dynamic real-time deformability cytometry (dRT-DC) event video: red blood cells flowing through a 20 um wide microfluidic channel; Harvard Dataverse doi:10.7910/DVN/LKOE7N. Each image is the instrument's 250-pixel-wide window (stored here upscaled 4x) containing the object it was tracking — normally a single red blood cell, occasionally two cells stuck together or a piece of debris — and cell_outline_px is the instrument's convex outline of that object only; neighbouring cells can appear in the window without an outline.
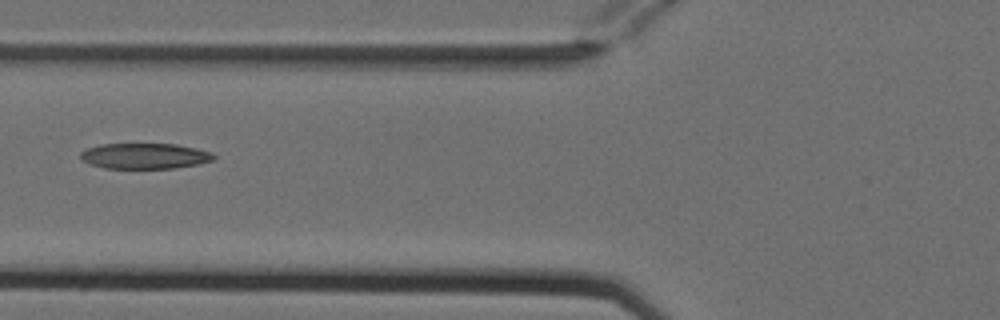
{"species": "Egyptian fruit bat (a non-hibernating species)", "species_latin": "Rousettus aegyptiacus", "temperature_condition": "cold", "stored_images_in_passage": 3, "camera_frame_rate_fps": 3000, "um_per_image_px": 0.085, "animal": {"sex": "female"}, "frame": {"image": 1, "passage_image": 3, "time_ms": 0.667, "image_size_px": [1000, 320], "cell_outline_px": [[216, 160], [200, 164], [176, 168], [104, 168], [88, 164], [80, 160], [80, 152], [88, 148], [100, 144], [176, 144], [196, 148], [212, 152], [216, 156]], "centroid_in_image_um": [12.32, 13.26], "position_along_channel_um": 113.5, "area_um2": 20.17}}